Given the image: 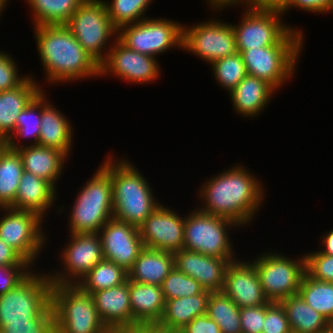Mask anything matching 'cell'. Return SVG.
Here are the masks:
<instances>
[{
    "instance_id": "6da1fadb",
    "label": "cell",
    "mask_w": 333,
    "mask_h": 333,
    "mask_svg": "<svg viewBox=\"0 0 333 333\" xmlns=\"http://www.w3.org/2000/svg\"><path fill=\"white\" fill-rule=\"evenodd\" d=\"M243 165L232 166L208 178L199 187L200 211L224 217L243 227L251 224L264 202V188L260 180Z\"/></svg>"
},
{
    "instance_id": "7a4b0ae2",
    "label": "cell",
    "mask_w": 333,
    "mask_h": 333,
    "mask_svg": "<svg viewBox=\"0 0 333 333\" xmlns=\"http://www.w3.org/2000/svg\"><path fill=\"white\" fill-rule=\"evenodd\" d=\"M34 35L47 82L59 84L99 77V64L65 25L35 26Z\"/></svg>"
},
{
    "instance_id": "3957f363",
    "label": "cell",
    "mask_w": 333,
    "mask_h": 333,
    "mask_svg": "<svg viewBox=\"0 0 333 333\" xmlns=\"http://www.w3.org/2000/svg\"><path fill=\"white\" fill-rule=\"evenodd\" d=\"M112 158L107 156L100 165L111 175L113 218L139 228L161 203L155 200L151 185L134 164L126 158Z\"/></svg>"
},
{
    "instance_id": "277c9868",
    "label": "cell",
    "mask_w": 333,
    "mask_h": 333,
    "mask_svg": "<svg viewBox=\"0 0 333 333\" xmlns=\"http://www.w3.org/2000/svg\"><path fill=\"white\" fill-rule=\"evenodd\" d=\"M244 9L239 24L231 23L235 32L237 52L268 46L303 45V30L285 24L282 12L257 10L247 6H244Z\"/></svg>"
},
{
    "instance_id": "5b68a950",
    "label": "cell",
    "mask_w": 333,
    "mask_h": 333,
    "mask_svg": "<svg viewBox=\"0 0 333 333\" xmlns=\"http://www.w3.org/2000/svg\"><path fill=\"white\" fill-rule=\"evenodd\" d=\"M77 193L69 213L68 232L98 233L113 218L111 175L100 165L93 177Z\"/></svg>"
},
{
    "instance_id": "8992f818",
    "label": "cell",
    "mask_w": 333,
    "mask_h": 333,
    "mask_svg": "<svg viewBox=\"0 0 333 333\" xmlns=\"http://www.w3.org/2000/svg\"><path fill=\"white\" fill-rule=\"evenodd\" d=\"M55 333H111L101 321L94 298L78 285L53 284Z\"/></svg>"
},
{
    "instance_id": "52a82bcc",
    "label": "cell",
    "mask_w": 333,
    "mask_h": 333,
    "mask_svg": "<svg viewBox=\"0 0 333 333\" xmlns=\"http://www.w3.org/2000/svg\"><path fill=\"white\" fill-rule=\"evenodd\" d=\"M65 26L99 65L111 48V38L117 39L118 36V30L110 20L103 0H85Z\"/></svg>"
},
{
    "instance_id": "ba28073f",
    "label": "cell",
    "mask_w": 333,
    "mask_h": 333,
    "mask_svg": "<svg viewBox=\"0 0 333 333\" xmlns=\"http://www.w3.org/2000/svg\"><path fill=\"white\" fill-rule=\"evenodd\" d=\"M188 214L184 224V249L228 259L230 262L237 259L234 257L236 253L228 232L239 225L230 219L207 214L197 208Z\"/></svg>"
},
{
    "instance_id": "9c48e42d",
    "label": "cell",
    "mask_w": 333,
    "mask_h": 333,
    "mask_svg": "<svg viewBox=\"0 0 333 333\" xmlns=\"http://www.w3.org/2000/svg\"><path fill=\"white\" fill-rule=\"evenodd\" d=\"M36 272L33 269L15 288L0 295V331L8 322L31 321L51 304L49 273Z\"/></svg>"
},
{
    "instance_id": "30bf717a",
    "label": "cell",
    "mask_w": 333,
    "mask_h": 333,
    "mask_svg": "<svg viewBox=\"0 0 333 333\" xmlns=\"http://www.w3.org/2000/svg\"><path fill=\"white\" fill-rule=\"evenodd\" d=\"M258 256L251 262L269 302H281L284 298L299 293L300 283L305 274V254L294 260L283 253L271 251Z\"/></svg>"
},
{
    "instance_id": "8fae6325",
    "label": "cell",
    "mask_w": 333,
    "mask_h": 333,
    "mask_svg": "<svg viewBox=\"0 0 333 333\" xmlns=\"http://www.w3.org/2000/svg\"><path fill=\"white\" fill-rule=\"evenodd\" d=\"M117 39L127 48L156 57L171 48L182 49L183 25L167 18H145L118 30Z\"/></svg>"
},
{
    "instance_id": "7c38bea8",
    "label": "cell",
    "mask_w": 333,
    "mask_h": 333,
    "mask_svg": "<svg viewBox=\"0 0 333 333\" xmlns=\"http://www.w3.org/2000/svg\"><path fill=\"white\" fill-rule=\"evenodd\" d=\"M1 211H4L3 217H0L1 240L33 266L43 247H46L47 237L41 226L43 218L35 212L12 207L0 208Z\"/></svg>"
},
{
    "instance_id": "4fadbf2b",
    "label": "cell",
    "mask_w": 333,
    "mask_h": 333,
    "mask_svg": "<svg viewBox=\"0 0 333 333\" xmlns=\"http://www.w3.org/2000/svg\"><path fill=\"white\" fill-rule=\"evenodd\" d=\"M202 22L191 27L183 25L182 50L194 53L208 64L237 52L231 23L219 18Z\"/></svg>"
},
{
    "instance_id": "5bb4252c",
    "label": "cell",
    "mask_w": 333,
    "mask_h": 333,
    "mask_svg": "<svg viewBox=\"0 0 333 333\" xmlns=\"http://www.w3.org/2000/svg\"><path fill=\"white\" fill-rule=\"evenodd\" d=\"M302 46H268L244 50L248 75L267 81L276 90L294 75ZM298 60V61H297ZM281 86V87H280Z\"/></svg>"
},
{
    "instance_id": "9a60e30c",
    "label": "cell",
    "mask_w": 333,
    "mask_h": 333,
    "mask_svg": "<svg viewBox=\"0 0 333 333\" xmlns=\"http://www.w3.org/2000/svg\"><path fill=\"white\" fill-rule=\"evenodd\" d=\"M69 234V243L60 254L64 270L49 272L53 284L78 285L88 272L104 259L99 233Z\"/></svg>"
},
{
    "instance_id": "2e32d148",
    "label": "cell",
    "mask_w": 333,
    "mask_h": 333,
    "mask_svg": "<svg viewBox=\"0 0 333 333\" xmlns=\"http://www.w3.org/2000/svg\"><path fill=\"white\" fill-rule=\"evenodd\" d=\"M106 59L99 65V76H115L132 83H150L160 76L157 58L127 48L118 39L112 40ZM112 73V74H111Z\"/></svg>"
},
{
    "instance_id": "e0dca14e",
    "label": "cell",
    "mask_w": 333,
    "mask_h": 333,
    "mask_svg": "<svg viewBox=\"0 0 333 333\" xmlns=\"http://www.w3.org/2000/svg\"><path fill=\"white\" fill-rule=\"evenodd\" d=\"M180 216L160 204L139 227L144 247L172 253L183 249L185 217Z\"/></svg>"
},
{
    "instance_id": "ac0fdd59",
    "label": "cell",
    "mask_w": 333,
    "mask_h": 333,
    "mask_svg": "<svg viewBox=\"0 0 333 333\" xmlns=\"http://www.w3.org/2000/svg\"><path fill=\"white\" fill-rule=\"evenodd\" d=\"M98 233L102 241L104 259L122 266L128 272L144 249L139 228L111 218Z\"/></svg>"
},
{
    "instance_id": "d6986e66",
    "label": "cell",
    "mask_w": 333,
    "mask_h": 333,
    "mask_svg": "<svg viewBox=\"0 0 333 333\" xmlns=\"http://www.w3.org/2000/svg\"><path fill=\"white\" fill-rule=\"evenodd\" d=\"M222 292L239 308L267 304L260 280L252 262L234 260L225 273Z\"/></svg>"
},
{
    "instance_id": "ffe728a7",
    "label": "cell",
    "mask_w": 333,
    "mask_h": 333,
    "mask_svg": "<svg viewBox=\"0 0 333 333\" xmlns=\"http://www.w3.org/2000/svg\"><path fill=\"white\" fill-rule=\"evenodd\" d=\"M174 254V267L182 273L196 279L204 290L221 292L228 259L204 255L195 251L181 249Z\"/></svg>"
},
{
    "instance_id": "44dd1931",
    "label": "cell",
    "mask_w": 333,
    "mask_h": 333,
    "mask_svg": "<svg viewBox=\"0 0 333 333\" xmlns=\"http://www.w3.org/2000/svg\"><path fill=\"white\" fill-rule=\"evenodd\" d=\"M132 333H149L161 320L165 300L162 288L129 280Z\"/></svg>"
},
{
    "instance_id": "7402d4cb",
    "label": "cell",
    "mask_w": 333,
    "mask_h": 333,
    "mask_svg": "<svg viewBox=\"0 0 333 333\" xmlns=\"http://www.w3.org/2000/svg\"><path fill=\"white\" fill-rule=\"evenodd\" d=\"M101 321L111 333H132L129 279L92 294Z\"/></svg>"
},
{
    "instance_id": "603a6c76",
    "label": "cell",
    "mask_w": 333,
    "mask_h": 333,
    "mask_svg": "<svg viewBox=\"0 0 333 333\" xmlns=\"http://www.w3.org/2000/svg\"><path fill=\"white\" fill-rule=\"evenodd\" d=\"M210 291L165 301V309L159 323L149 333H178L194 318L207 314Z\"/></svg>"
},
{
    "instance_id": "cb8c5ba5",
    "label": "cell",
    "mask_w": 333,
    "mask_h": 333,
    "mask_svg": "<svg viewBox=\"0 0 333 333\" xmlns=\"http://www.w3.org/2000/svg\"><path fill=\"white\" fill-rule=\"evenodd\" d=\"M41 91V123L38 145L59 149L68 157L72 150L73 128L71 122Z\"/></svg>"
},
{
    "instance_id": "d4e9b609",
    "label": "cell",
    "mask_w": 333,
    "mask_h": 333,
    "mask_svg": "<svg viewBox=\"0 0 333 333\" xmlns=\"http://www.w3.org/2000/svg\"><path fill=\"white\" fill-rule=\"evenodd\" d=\"M24 171L47 180L56 190L57 181L63 174L64 163L69 158L59 149L40 145H24L17 149Z\"/></svg>"
},
{
    "instance_id": "484cf974",
    "label": "cell",
    "mask_w": 333,
    "mask_h": 333,
    "mask_svg": "<svg viewBox=\"0 0 333 333\" xmlns=\"http://www.w3.org/2000/svg\"><path fill=\"white\" fill-rule=\"evenodd\" d=\"M275 92L267 81L247 74L229 94L235 112L254 119L267 108Z\"/></svg>"
},
{
    "instance_id": "4316f807",
    "label": "cell",
    "mask_w": 333,
    "mask_h": 333,
    "mask_svg": "<svg viewBox=\"0 0 333 333\" xmlns=\"http://www.w3.org/2000/svg\"><path fill=\"white\" fill-rule=\"evenodd\" d=\"M29 76L17 87L0 92V137L8 139L16 129L17 117L43 90Z\"/></svg>"
},
{
    "instance_id": "83f0119b",
    "label": "cell",
    "mask_w": 333,
    "mask_h": 333,
    "mask_svg": "<svg viewBox=\"0 0 333 333\" xmlns=\"http://www.w3.org/2000/svg\"><path fill=\"white\" fill-rule=\"evenodd\" d=\"M56 191L47 180L24 171L11 207L35 212L44 219L43 216L54 205Z\"/></svg>"
},
{
    "instance_id": "f1b7e54d",
    "label": "cell",
    "mask_w": 333,
    "mask_h": 333,
    "mask_svg": "<svg viewBox=\"0 0 333 333\" xmlns=\"http://www.w3.org/2000/svg\"><path fill=\"white\" fill-rule=\"evenodd\" d=\"M174 268V254L168 251L145 248L128 270V279L142 284L161 286Z\"/></svg>"
},
{
    "instance_id": "f546056e",
    "label": "cell",
    "mask_w": 333,
    "mask_h": 333,
    "mask_svg": "<svg viewBox=\"0 0 333 333\" xmlns=\"http://www.w3.org/2000/svg\"><path fill=\"white\" fill-rule=\"evenodd\" d=\"M280 303L285 309L292 333H319L331 325L299 293L284 298Z\"/></svg>"
},
{
    "instance_id": "4dcf8cb0",
    "label": "cell",
    "mask_w": 333,
    "mask_h": 333,
    "mask_svg": "<svg viewBox=\"0 0 333 333\" xmlns=\"http://www.w3.org/2000/svg\"><path fill=\"white\" fill-rule=\"evenodd\" d=\"M85 0H25L34 26L65 25Z\"/></svg>"
},
{
    "instance_id": "1f68e13d",
    "label": "cell",
    "mask_w": 333,
    "mask_h": 333,
    "mask_svg": "<svg viewBox=\"0 0 333 333\" xmlns=\"http://www.w3.org/2000/svg\"><path fill=\"white\" fill-rule=\"evenodd\" d=\"M23 172L19 152L7 147L0 156V208L13 205Z\"/></svg>"
},
{
    "instance_id": "d6a6232c",
    "label": "cell",
    "mask_w": 333,
    "mask_h": 333,
    "mask_svg": "<svg viewBox=\"0 0 333 333\" xmlns=\"http://www.w3.org/2000/svg\"><path fill=\"white\" fill-rule=\"evenodd\" d=\"M127 279L128 272L122 266L103 259L88 272L78 286L92 295L94 292L123 284Z\"/></svg>"
},
{
    "instance_id": "836d02e7",
    "label": "cell",
    "mask_w": 333,
    "mask_h": 333,
    "mask_svg": "<svg viewBox=\"0 0 333 333\" xmlns=\"http://www.w3.org/2000/svg\"><path fill=\"white\" fill-rule=\"evenodd\" d=\"M299 294L310 307L333 324V282L313 279L305 272Z\"/></svg>"
},
{
    "instance_id": "e575fe53",
    "label": "cell",
    "mask_w": 333,
    "mask_h": 333,
    "mask_svg": "<svg viewBox=\"0 0 333 333\" xmlns=\"http://www.w3.org/2000/svg\"><path fill=\"white\" fill-rule=\"evenodd\" d=\"M207 315L220 327L222 333H242L240 308L222 291L210 293Z\"/></svg>"
},
{
    "instance_id": "d590c367",
    "label": "cell",
    "mask_w": 333,
    "mask_h": 333,
    "mask_svg": "<svg viewBox=\"0 0 333 333\" xmlns=\"http://www.w3.org/2000/svg\"><path fill=\"white\" fill-rule=\"evenodd\" d=\"M41 123V92L17 117L16 129L7 139L8 147L17 150L23 145L21 138H33L30 145H38ZM16 137V138H15ZM15 139H18V141ZM18 142H20L18 144Z\"/></svg>"
},
{
    "instance_id": "8d00e7d4",
    "label": "cell",
    "mask_w": 333,
    "mask_h": 333,
    "mask_svg": "<svg viewBox=\"0 0 333 333\" xmlns=\"http://www.w3.org/2000/svg\"><path fill=\"white\" fill-rule=\"evenodd\" d=\"M104 3L112 24L119 30L145 19V11L152 0H104Z\"/></svg>"
},
{
    "instance_id": "74e56055",
    "label": "cell",
    "mask_w": 333,
    "mask_h": 333,
    "mask_svg": "<svg viewBox=\"0 0 333 333\" xmlns=\"http://www.w3.org/2000/svg\"><path fill=\"white\" fill-rule=\"evenodd\" d=\"M211 65L216 82L229 93L247 75L243 57L239 52L213 61Z\"/></svg>"
},
{
    "instance_id": "f35d334b",
    "label": "cell",
    "mask_w": 333,
    "mask_h": 333,
    "mask_svg": "<svg viewBox=\"0 0 333 333\" xmlns=\"http://www.w3.org/2000/svg\"><path fill=\"white\" fill-rule=\"evenodd\" d=\"M164 300L190 297L201 293L204 289L199 282L174 267L161 284Z\"/></svg>"
},
{
    "instance_id": "ab89813d",
    "label": "cell",
    "mask_w": 333,
    "mask_h": 333,
    "mask_svg": "<svg viewBox=\"0 0 333 333\" xmlns=\"http://www.w3.org/2000/svg\"><path fill=\"white\" fill-rule=\"evenodd\" d=\"M2 333H55L54 313L50 304L29 322H8Z\"/></svg>"
},
{
    "instance_id": "60d3db41",
    "label": "cell",
    "mask_w": 333,
    "mask_h": 333,
    "mask_svg": "<svg viewBox=\"0 0 333 333\" xmlns=\"http://www.w3.org/2000/svg\"><path fill=\"white\" fill-rule=\"evenodd\" d=\"M305 272L313 279L333 282V255L320 251L307 252L305 255Z\"/></svg>"
},
{
    "instance_id": "b9f144b4",
    "label": "cell",
    "mask_w": 333,
    "mask_h": 333,
    "mask_svg": "<svg viewBox=\"0 0 333 333\" xmlns=\"http://www.w3.org/2000/svg\"><path fill=\"white\" fill-rule=\"evenodd\" d=\"M262 333H292L284 307L280 302H268Z\"/></svg>"
},
{
    "instance_id": "7bdbcfd3",
    "label": "cell",
    "mask_w": 333,
    "mask_h": 333,
    "mask_svg": "<svg viewBox=\"0 0 333 333\" xmlns=\"http://www.w3.org/2000/svg\"><path fill=\"white\" fill-rule=\"evenodd\" d=\"M18 71L12 55L0 51V92L19 86L28 77L26 74L21 76Z\"/></svg>"
},
{
    "instance_id": "ee69618b",
    "label": "cell",
    "mask_w": 333,
    "mask_h": 333,
    "mask_svg": "<svg viewBox=\"0 0 333 333\" xmlns=\"http://www.w3.org/2000/svg\"><path fill=\"white\" fill-rule=\"evenodd\" d=\"M266 315V304L240 308L242 333H262Z\"/></svg>"
},
{
    "instance_id": "f6af8a7d",
    "label": "cell",
    "mask_w": 333,
    "mask_h": 333,
    "mask_svg": "<svg viewBox=\"0 0 333 333\" xmlns=\"http://www.w3.org/2000/svg\"><path fill=\"white\" fill-rule=\"evenodd\" d=\"M32 267V265L0 266V295L15 288L32 271Z\"/></svg>"
},
{
    "instance_id": "bcb514c9",
    "label": "cell",
    "mask_w": 333,
    "mask_h": 333,
    "mask_svg": "<svg viewBox=\"0 0 333 333\" xmlns=\"http://www.w3.org/2000/svg\"><path fill=\"white\" fill-rule=\"evenodd\" d=\"M178 333H222L220 327L207 314L194 318Z\"/></svg>"
},
{
    "instance_id": "7dc6e473",
    "label": "cell",
    "mask_w": 333,
    "mask_h": 333,
    "mask_svg": "<svg viewBox=\"0 0 333 333\" xmlns=\"http://www.w3.org/2000/svg\"><path fill=\"white\" fill-rule=\"evenodd\" d=\"M298 8L309 13H329L331 11V0H291L289 5L282 11L285 15L290 8Z\"/></svg>"
},
{
    "instance_id": "c3c4849f",
    "label": "cell",
    "mask_w": 333,
    "mask_h": 333,
    "mask_svg": "<svg viewBox=\"0 0 333 333\" xmlns=\"http://www.w3.org/2000/svg\"><path fill=\"white\" fill-rule=\"evenodd\" d=\"M31 265L16 250L0 238V266Z\"/></svg>"
},
{
    "instance_id": "681fc988",
    "label": "cell",
    "mask_w": 333,
    "mask_h": 333,
    "mask_svg": "<svg viewBox=\"0 0 333 333\" xmlns=\"http://www.w3.org/2000/svg\"><path fill=\"white\" fill-rule=\"evenodd\" d=\"M291 0H246L242 5L257 10H273L282 12Z\"/></svg>"
},
{
    "instance_id": "f907efd6",
    "label": "cell",
    "mask_w": 333,
    "mask_h": 333,
    "mask_svg": "<svg viewBox=\"0 0 333 333\" xmlns=\"http://www.w3.org/2000/svg\"><path fill=\"white\" fill-rule=\"evenodd\" d=\"M208 2H206L209 6V8L211 7L215 9V11L218 10H223L224 8L228 9V7H235L236 4L241 5L243 4L246 0H206Z\"/></svg>"
},
{
    "instance_id": "816d5d0a",
    "label": "cell",
    "mask_w": 333,
    "mask_h": 333,
    "mask_svg": "<svg viewBox=\"0 0 333 333\" xmlns=\"http://www.w3.org/2000/svg\"><path fill=\"white\" fill-rule=\"evenodd\" d=\"M325 234L326 235H323L321 239L322 248L320 252L327 255H333V229L327 231Z\"/></svg>"
},
{
    "instance_id": "f5cc1de1",
    "label": "cell",
    "mask_w": 333,
    "mask_h": 333,
    "mask_svg": "<svg viewBox=\"0 0 333 333\" xmlns=\"http://www.w3.org/2000/svg\"><path fill=\"white\" fill-rule=\"evenodd\" d=\"M7 147H8L7 139L0 137V156Z\"/></svg>"
},
{
    "instance_id": "db71d44e",
    "label": "cell",
    "mask_w": 333,
    "mask_h": 333,
    "mask_svg": "<svg viewBox=\"0 0 333 333\" xmlns=\"http://www.w3.org/2000/svg\"><path fill=\"white\" fill-rule=\"evenodd\" d=\"M8 0H0V16L2 13V11H4V9H6L7 5L8 4Z\"/></svg>"
},
{
    "instance_id": "11a10c76",
    "label": "cell",
    "mask_w": 333,
    "mask_h": 333,
    "mask_svg": "<svg viewBox=\"0 0 333 333\" xmlns=\"http://www.w3.org/2000/svg\"><path fill=\"white\" fill-rule=\"evenodd\" d=\"M319 333H333V324H331L327 329L320 331Z\"/></svg>"
},
{
    "instance_id": "9f6ffc18",
    "label": "cell",
    "mask_w": 333,
    "mask_h": 333,
    "mask_svg": "<svg viewBox=\"0 0 333 333\" xmlns=\"http://www.w3.org/2000/svg\"><path fill=\"white\" fill-rule=\"evenodd\" d=\"M331 12L333 13V0H331Z\"/></svg>"
}]
</instances>
